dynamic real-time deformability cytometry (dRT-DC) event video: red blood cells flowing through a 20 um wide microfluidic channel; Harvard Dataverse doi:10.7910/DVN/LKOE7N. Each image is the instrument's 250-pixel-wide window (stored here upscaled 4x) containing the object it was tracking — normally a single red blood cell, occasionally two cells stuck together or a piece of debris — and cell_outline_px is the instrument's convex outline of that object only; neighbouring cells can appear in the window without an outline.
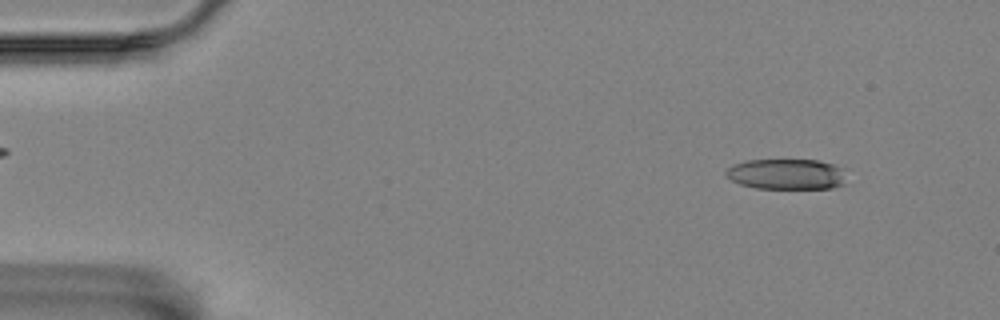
{"species": "Egyptian fruit bat (a non-hibernating species)", "species_latin": "Rousettus aegyptiacus", "temperature_condition": "room temperature", "stored_images_in_passage": 56, "camera_frame_rate_fps": 3000, "um_per_image_px": 0.085, "animal": {"sex": "female"}, "frame": {"image": 1, "passage_image": 5, "time_ms": 1.333, "image_size_px": [1000, 320], "cell_outline_px": [[848, 168], [844, 184], [832, 188], [756, 188], [740, 184], [732, 180], [724, 172], [732, 164], [748, 160], [816, 160]], "centroid_in_image_um": [66.92, 14.79], "position_along_channel_um": 18.1, "area_um2": 21.68}}
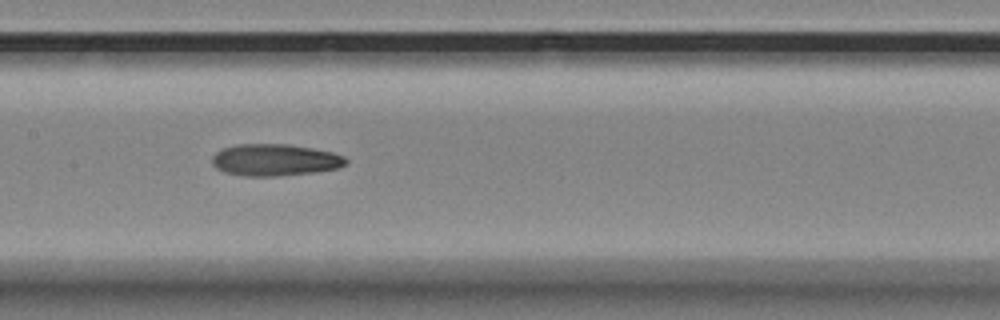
{"frame": {"image": 2, "passage_image": 27, "time_ms": 8.667, "image_size_px": [1000, 320], "cell_outline_px": [[348, 164], [340, 168], [312, 172], [276, 176], [244, 176], [224, 172], [216, 168], [212, 164], [212, 156], [216, 152], [224, 148], [236, 144], [288, 144], [312, 148], [332, 152], [344, 156], [348, 160]], "centroid_in_image_um": [23.37, 13.59], "position_along_channel_um": 184.0, "area_um2": 24.91}}
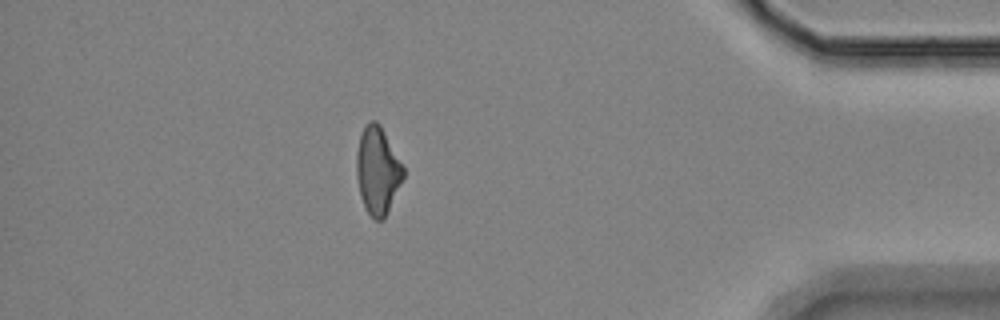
{"frame": {"image": 3, "passage_image": 49, "time_ms": 16.0, "image_size_px": [1000, 320], "cell_outline_px": [[404, 176], [384, 220], [372, 220], [364, 208], [360, 196], [356, 176], [356, 152], [360, 136], [364, 128], [372, 120], [376, 120], [380, 124], [404, 168]], "centroid_in_image_um": [32.07, 14.54], "position_along_channel_um": 403.1, "area_um2": 23.81}, "authors_computed_cell_mechanics": {"area_um2": 24.276, "velocity_mm_per_s": 3.5282, "shape_relaxation_time_tau1_ms": 8.5733, "shape_relaxation_time_tau2_ms": 5.7817, "deformation_change_tau1": 0.1867, "deformation_change_tau2": 0.1676}}